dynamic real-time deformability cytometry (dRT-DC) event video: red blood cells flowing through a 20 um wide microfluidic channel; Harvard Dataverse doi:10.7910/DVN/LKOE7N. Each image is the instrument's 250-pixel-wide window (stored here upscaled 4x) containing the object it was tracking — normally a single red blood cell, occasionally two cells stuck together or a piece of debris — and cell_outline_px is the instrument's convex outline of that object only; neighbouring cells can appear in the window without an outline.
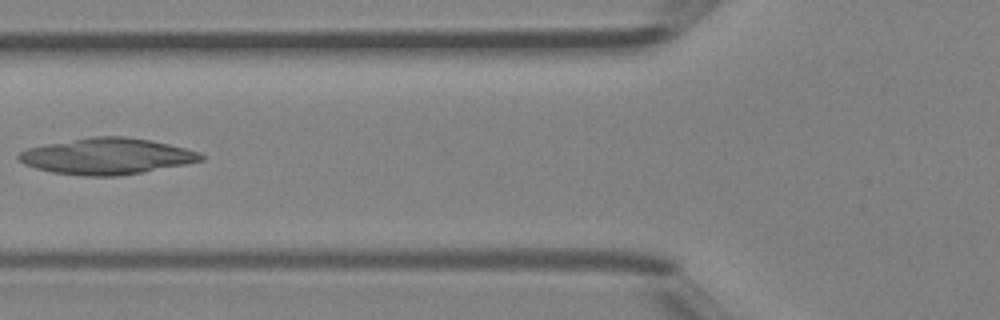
{"species": "Egyptian fruit bat (a non-hibernating species)", "species_latin": "Rousettus aegyptiacus", "temperature_condition": "room temperature", "stored_images_in_passage": 4, "camera_frame_rate_fps": 3000, "um_per_image_px": 0.085, "animal": {"sex": "female"}, "frame": {"image": 1, "passage_image": 4, "time_ms": 1.0, "image_size_px": [1000, 320], "cell_outline_px": [[204, 160], [184, 164], [140, 172], [116, 176], [84, 176], [52, 172], [36, 168], [24, 164], [16, 156], [20, 152], [28, 148], [44, 144], [88, 136], [124, 136], [148, 140], [168, 144], [200, 152], [204, 156]], "centroid_in_image_um": [9.04, 13.27], "position_along_channel_um": 116.8, "area_um2": 38.21}}